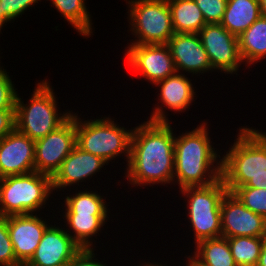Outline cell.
<instances>
[{
  "instance_id": "6da1fadb",
  "label": "cell",
  "mask_w": 266,
  "mask_h": 266,
  "mask_svg": "<svg viewBox=\"0 0 266 266\" xmlns=\"http://www.w3.org/2000/svg\"><path fill=\"white\" fill-rule=\"evenodd\" d=\"M171 124L147 120L134 127L123 174L131 187L173 185L175 131Z\"/></svg>"
},
{
  "instance_id": "7a4b0ae2",
  "label": "cell",
  "mask_w": 266,
  "mask_h": 266,
  "mask_svg": "<svg viewBox=\"0 0 266 266\" xmlns=\"http://www.w3.org/2000/svg\"><path fill=\"white\" fill-rule=\"evenodd\" d=\"M205 121L185 133L175 131L173 186L178 185L179 190L207 186L221 178L223 151L213 146Z\"/></svg>"
},
{
  "instance_id": "3957f363",
  "label": "cell",
  "mask_w": 266,
  "mask_h": 266,
  "mask_svg": "<svg viewBox=\"0 0 266 266\" xmlns=\"http://www.w3.org/2000/svg\"><path fill=\"white\" fill-rule=\"evenodd\" d=\"M237 131L234 143L222 155L221 177L231 193L266 172V132L248 125Z\"/></svg>"
},
{
  "instance_id": "277c9868",
  "label": "cell",
  "mask_w": 266,
  "mask_h": 266,
  "mask_svg": "<svg viewBox=\"0 0 266 266\" xmlns=\"http://www.w3.org/2000/svg\"><path fill=\"white\" fill-rule=\"evenodd\" d=\"M47 78L36 83L33 93L27 102H24L17 92L15 102V129L28 136L33 141L45 137L56 130L71 115L73 109L58 110L59 102L54 87ZM57 98V99H56ZM27 103V104H24ZM62 111V112H61Z\"/></svg>"
},
{
  "instance_id": "5b68a950",
  "label": "cell",
  "mask_w": 266,
  "mask_h": 266,
  "mask_svg": "<svg viewBox=\"0 0 266 266\" xmlns=\"http://www.w3.org/2000/svg\"><path fill=\"white\" fill-rule=\"evenodd\" d=\"M75 113L76 145L108 164L121 157L127 165L130 156L131 137L134 127L127 130L125 126L115 122L110 114L94 119H81V114ZM117 157V158H116ZM126 159V160H125Z\"/></svg>"
},
{
  "instance_id": "8992f818",
  "label": "cell",
  "mask_w": 266,
  "mask_h": 266,
  "mask_svg": "<svg viewBox=\"0 0 266 266\" xmlns=\"http://www.w3.org/2000/svg\"><path fill=\"white\" fill-rule=\"evenodd\" d=\"M51 195L52 177L48 175L33 171L0 178V216L39 214L54 200Z\"/></svg>"
},
{
  "instance_id": "52a82bcc",
  "label": "cell",
  "mask_w": 266,
  "mask_h": 266,
  "mask_svg": "<svg viewBox=\"0 0 266 266\" xmlns=\"http://www.w3.org/2000/svg\"><path fill=\"white\" fill-rule=\"evenodd\" d=\"M228 192L222 179L207 186L186 187L179 190L185 201V213L193 231V243L206 239L219 238L221 229V201ZM187 200V201H186ZM187 209V210H186Z\"/></svg>"
},
{
  "instance_id": "ba28073f",
  "label": "cell",
  "mask_w": 266,
  "mask_h": 266,
  "mask_svg": "<svg viewBox=\"0 0 266 266\" xmlns=\"http://www.w3.org/2000/svg\"><path fill=\"white\" fill-rule=\"evenodd\" d=\"M128 6L130 43L128 45L167 44L175 34L167 0H124ZM135 36V37H134Z\"/></svg>"
},
{
  "instance_id": "9c48e42d",
  "label": "cell",
  "mask_w": 266,
  "mask_h": 266,
  "mask_svg": "<svg viewBox=\"0 0 266 266\" xmlns=\"http://www.w3.org/2000/svg\"><path fill=\"white\" fill-rule=\"evenodd\" d=\"M124 49L125 65L150 85L177 72L167 44L127 45Z\"/></svg>"
},
{
  "instance_id": "30bf717a",
  "label": "cell",
  "mask_w": 266,
  "mask_h": 266,
  "mask_svg": "<svg viewBox=\"0 0 266 266\" xmlns=\"http://www.w3.org/2000/svg\"><path fill=\"white\" fill-rule=\"evenodd\" d=\"M76 146L75 112L56 130L35 141V171L53 177Z\"/></svg>"
},
{
  "instance_id": "8fae6325",
  "label": "cell",
  "mask_w": 266,
  "mask_h": 266,
  "mask_svg": "<svg viewBox=\"0 0 266 266\" xmlns=\"http://www.w3.org/2000/svg\"><path fill=\"white\" fill-rule=\"evenodd\" d=\"M203 47L208 55L211 67L218 74L225 73L239 75L241 65L244 62L241 58L238 38L226 30L220 23L206 24L198 33Z\"/></svg>"
},
{
  "instance_id": "7c38bea8",
  "label": "cell",
  "mask_w": 266,
  "mask_h": 266,
  "mask_svg": "<svg viewBox=\"0 0 266 266\" xmlns=\"http://www.w3.org/2000/svg\"><path fill=\"white\" fill-rule=\"evenodd\" d=\"M188 75L176 72L175 74L168 76L166 79L157 82L156 86L158 93L157 104H154L150 117H146L151 122H171L168 117L167 109L174 114H180L189 111L190 106H193L196 98L195 83L187 77ZM194 85H193V84ZM195 99V100H194ZM161 103V104H160ZM165 107V108H164Z\"/></svg>"
},
{
  "instance_id": "4fadbf2b",
  "label": "cell",
  "mask_w": 266,
  "mask_h": 266,
  "mask_svg": "<svg viewBox=\"0 0 266 266\" xmlns=\"http://www.w3.org/2000/svg\"><path fill=\"white\" fill-rule=\"evenodd\" d=\"M221 229L224 238L266 236V219L245 207L231 192L221 201Z\"/></svg>"
},
{
  "instance_id": "5bb4252c",
  "label": "cell",
  "mask_w": 266,
  "mask_h": 266,
  "mask_svg": "<svg viewBox=\"0 0 266 266\" xmlns=\"http://www.w3.org/2000/svg\"><path fill=\"white\" fill-rule=\"evenodd\" d=\"M52 223L46 228L33 256L24 266H60L69 264L82 249L65 231L62 223L59 224L55 221L54 225ZM58 224L59 226L61 225V228Z\"/></svg>"
},
{
  "instance_id": "9a60e30c",
  "label": "cell",
  "mask_w": 266,
  "mask_h": 266,
  "mask_svg": "<svg viewBox=\"0 0 266 266\" xmlns=\"http://www.w3.org/2000/svg\"><path fill=\"white\" fill-rule=\"evenodd\" d=\"M106 165L109 164L103 159L80 149L76 145L73 151L63 160L59 170L52 177V188L54 193L58 191L59 193L60 191L64 192V190L67 189L68 191H72V187L74 189V187L77 188L78 186L81 189L84 182L90 181L91 178L95 177L94 175L106 170V167H104Z\"/></svg>"
},
{
  "instance_id": "2e32d148",
  "label": "cell",
  "mask_w": 266,
  "mask_h": 266,
  "mask_svg": "<svg viewBox=\"0 0 266 266\" xmlns=\"http://www.w3.org/2000/svg\"><path fill=\"white\" fill-rule=\"evenodd\" d=\"M176 71L192 77L216 72L197 33H175L167 43Z\"/></svg>"
},
{
  "instance_id": "e0dca14e",
  "label": "cell",
  "mask_w": 266,
  "mask_h": 266,
  "mask_svg": "<svg viewBox=\"0 0 266 266\" xmlns=\"http://www.w3.org/2000/svg\"><path fill=\"white\" fill-rule=\"evenodd\" d=\"M38 214L6 217L8 231L17 261L24 266L33 256L42 235L50 225V219ZM44 218V219H43ZM47 220V221H46Z\"/></svg>"
},
{
  "instance_id": "ac0fdd59",
  "label": "cell",
  "mask_w": 266,
  "mask_h": 266,
  "mask_svg": "<svg viewBox=\"0 0 266 266\" xmlns=\"http://www.w3.org/2000/svg\"><path fill=\"white\" fill-rule=\"evenodd\" d=\"M35 141L16 129L0 139V178L35 171Z\"/></svg>"
},
{
  "instance_id": "d6986e66",
  "label": "cell",
  "mask_w": 266,
  "mask_h": 266,
  "mask_svg": "<svg viewBox=\"0 0 266 266\" xmlns=\"http://www.w3.org/2000/svg\"><path fill=\"white\" fill-rule=\"evenodd\" d=\"M62 214V215H61ZM65 231L82 249H96L97 236L109 222V213H61ZM66 226V227H65ZM94 237V238H93ZM96 238V240H94ZM94 242V243H93Z\"/></svg>"
},
{
  "instance_id": "ffe728a7",
  "label": "cell",
  "mask_w": 266,
  "mask_h": 266,
  "mask_svg": "<svg viewBox=\"0 0 266 266\" xmlns=\"http://www.w3.org/2000/svg\"><path fill=\"white\" fill-rule=\"evenodd\" d=\"M237 38L244 69L266 60V17L260 16Z\"/></svg>"
},
{
  "instance_id": "44dd1931",
  "label": "cell",
  "mask_w": 266,
  "mask_h": 266,
  "mask_svg": "<svg viewBox=\"0 0 266 266\" xmlns=\"http://www.w3.org/2000/svg\"><path fill=\"white\" fill-rule=\"evenodd\" d=\"M260 16L259 0H228L220 24L238 37Z\"/></svg>"
},
{
  "instance_id": "7402d4cb",
  "label": "cell",
  "mask_w": 266,
  "mask_h": 266,
  "mask_svg": "<svg viewBox=\"0 0 266 266\" xmlns=\"http://www.w3.org/2000/svg\"><path fill=\"white\" fill-rule=\"evenodd\" d=\"M90 186H88V188H84L83 190H78V188H75L72 190V195L71 193L69 194L68 192L63 193L65 195H63V197L61 198L62 200L64 199V203H61L63 205H61V207H63L62 209H60L59 207H57L56 209H59L61 211H59L58 213L62 212V213H110V209L108 208L110 205L108 202L106 201L107 199V195L106 197L104 195H101L102 193H98V191L96 190V188H93V190H91V187L89 189ZM89 189V190H88ZM65 207V209H64ZM65 210V211H64Z\"/></svg>"
},
{
  "instance_id": "603a6c76",
  "label": "cell",
  "mask_w": 266,
  "mask_h": 266,
  "mask_svg": "<svg viewBox=\"0 0 266 266\" xmlns=\"http://www.w3.org/2000/svg\"><path fill=\"white\" fill-rule=\"evenodd\" d=\"M175 33H199L207 24L195 0H167Z\"/></svg>"
},
{
  "instance_id": "cb8c5ba5",
  "label": "cell",
  "mask_w": 266,
  "mask_h": 266,
  "mask_svg": "<svg viewBox=\"0 0 266 266\" xmlns=\"http://www.w3.org/2000/svg\"><path fill=\"white\" fill-rule=\"evenodd\" d=\"M51 1L58 13L72 26L73 29L83 38H90L94 26L92 16L87 8L86 0H46ZM86 2V3H85Z\"/></svg>"
},
{
  "instance_id": "d4e9b609",
  "label": "cell",
  "mask_w": 266,
  "mask_h": 266,
  "mask_svg": "<svg viewBox=\"0 0 266 266\" xmlns=\"http://www.w3.org/2000/svg\"><path fill=\"white\" fill-rule=\"evenodd\" d=\"M193 249L191 254L205 266H237L227 238L202 240Z\"/></svg>"
},
{
  "instance_id": "484cf974",
  "label": "cell",
  "mask_w": 266,
  "mask_h": 266,
  "mask_svg": "<svg viewBox=\"0 0 266 266\" xmlns=\"http://www.w3.org/2000/svg\"><path fill=\"white\" fill-rule=\"evenodd\" d=\"M227 240L237 266L257 265L264 237L238 236Z\"/></svg>"
},
{
  "instance_id": "4316f807",
  "label": "cell",
  "mask_w": 266,
  "mask_h": 266,
  "mask_svg": "<svg viewBox=\"0 0 266 266\" xmlns=\"http://www.w3.org/2000/svg\"><path fill=\"white\" fill-rule=\"evenodd\" d=\"M232 193L242 202L245 207L266 219L265 188L237 187Z\"/></svg>"
},
{
  "instance_id": "83f0119b",
  "label": "cell",
  "mask_w": 266,
  "mask_h": 266,
  "mask_svg": "<svg viewBox=\"0 0 266 266\" xmlns=\"http://www.w3.org/2000/svg\"><path fill=\"white\" fill-rule=\"evenodd\" d=\"M1 64L0 62V110H15L18 91L9 75L10 72Z\"/></svg>"
},
{
  "instance_id": "f1b7e54d",
  "label": "cell",
  "mask_w": 266,
  "mask_h": 266,
  "mask_svg": "<svg viewBox=\"0 0 266 266\" xmlns=\"http://www.w3.org/2000/svg\"><path fill=\"white\" fill-rule=\"evenodd\" d=\"M0 266H22L16 259L6 217L0 216Z\"/></svg>"
},
{
  "instance_id": "f546056e",
  "label": "cell",
  "mask_w": 266,
  "mask_h": 266,
  "mask_svg": "<svg viewBox=\"0 0 266 266\" xmlns=\"http://www.w3.org/2000/svg\"><path fill=\"white\" fill-rule=\"evenodd\" d=\"M228 0H195L207 24L221 23Z\"/></svg>"
},
{
  "instance_id": "4dcf8cb0",
  "label": "cell",
  "mask_w": 266,
  "mask_h": 266,
  "mask_svg": "<svg viewBox=\"0 0 266 266\" xmlns=\"http://www.w3.org/2000/svg\"><path fill=\"white\" fill-rule=\"evenodd\" d=\"M41 0H1V8L5 16L13 23L16 18H21L24 13L37 5ZM36 3V4H35Z\"/></svg>"
},
{
  "instance_id": "1f68e13d",
  "label": "cell",
  "mask_w": 266,
  "mask_h": 266,
  "mask_svg": "<svg viewBox=\"0 0 266 266\" xmlns=\"http://www.w3.org/2000/svg\"><path fill=\"white\" fill-rule=\"evenodd\" d=\"M95 249H81L80 252L71 260V262L68 264V266H109L110 264H107V260L100 261L98 257L99 254L95 252ZM104 261H106L104 263ZM113 266H117L114 265Z\"/></svg>"
},
{
  "instance_id": "d6a6232c",
  "label": "cell",
  "mask_w": 266,
  "mask_h": 266,
  "mask_svg": "<svg viewBox=\"0 0 266 266\" xmlns=\"http://www.w3.org/2000/svg\"><path fill=\"white\" fill-rule=\"evenodd\" d=\"M15 110H0V139L15 130Z\"/></svg>"
},
{
  "instance_id": "836d02e7",
  "label": "cell",
  "mask_w": 266,
  "mask_h": 266,
  "mask_svg": "<svg viewBox=\"0 0 266 266\" xmlns=\"http://www.w3.org/2000/svg\"><path fill=\"white\" fill-rule=\"evenodd\" d=\"M240 187H254L266 189V172H264L260 176L252 177L244 186Z\"/></svg>"
},
{
  "instance_id": "e575fe53",
  "label": "cell",
  "mask_w": 266,
  "mask_h": 266,
  "mask_svg": "<svg viewBox=\"0 0 266 266\" xmlns=\"http://www.w3.org/2000/svg\"><path fill=\"white\" fill-rule=\"evenodd\" d=\"M256 266H266V236L264 237L260 257Z\"/></svg>"
},
{
  "instance_id": "d590c367",
  "label": "cell",
  "mask_w": 266,
  "mask_h": 266,
  "mask_svg": "<svg viewBox=\"0 0 266 266\" xmlns=\"http://www.w3.org/2000/svg\"><path fill=\"white\" fill-rule=\"evenodd\" d=\"M186 264L183 266H205L201 262H199L191 253L188 255L185 254Z\"/></svg>"
},
{
  "instance_id": "8d00e7d4",
  "label": "cell",
  "mask_w": 266,
  "mask_h": 266,
  "mask_svg": "<svg viewBox=\"0 0 266 266\" xmlns=\"http://www.w3.org/2000/svg\"><path fill=\"white\" fill-rule=\"evenodd\" d=\"M150 261H146L145 262V260H143V262H142V260H141V261H139L137 263V265H135V263L132 264V265H134V266H168L166 262H165V264H163L162 261H161V263H159V261L158 262H155V260H150ZM152 261H153V263H152Z\"/></svg>"
},
{
  "instance_id": "74e56055",
  "label": "cell",
  "mask_w": 266,
  "mask_h": 266,
  "mask_svg": "<svg viewBox=\"0 0 266 266\" xmlns=\"http://www.w3.org/2000/svg\"><path fill=\"white\" fill-rule=\"evenodd\" d=\"M1 0H0V34H3L1 32V30H3V27H5L6 25H8L7 23H11V21L5 16V14L3 13L2 11V8H1Z\"/></svg>"
},
{
  "instance_id": "f35d334b",
  "label": "cell",
  "mask_w": 266,
  "mask_h": 266,
  "mask_svg": "<svg viewBox=\"0 0 266 266\" xmlns=\"http://www.w3.org/2000/svg\"><path fill=\"white\" fill-rule=\"evenodd\" d=\"M261 16L266 17V0H259Z\"/></svg>"
}]
</instances>
